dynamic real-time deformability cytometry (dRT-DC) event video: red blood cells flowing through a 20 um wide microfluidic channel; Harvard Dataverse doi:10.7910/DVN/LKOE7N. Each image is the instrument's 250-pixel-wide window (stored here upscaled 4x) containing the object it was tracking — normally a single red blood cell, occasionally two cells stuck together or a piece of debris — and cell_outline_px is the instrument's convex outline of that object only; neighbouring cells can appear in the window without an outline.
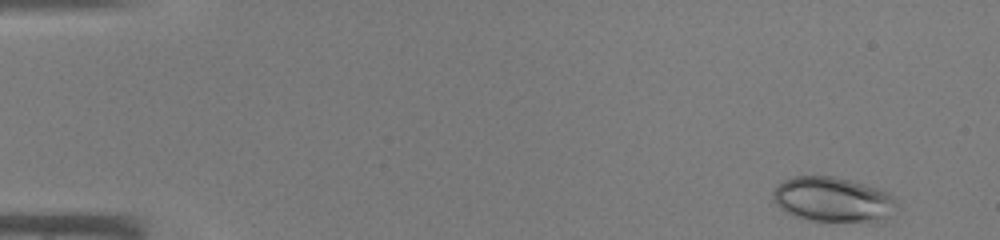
{"species": "common noctule bat (a hibernating species)", "species_latin": "Nyctalus noctula", "temperature_condition": "warm", "stored_images_in_passage": 43, "camera_frame_rate_fps": 3000, "um_per_image_px": 0.085, "animal": {"sex": "male", "body_mass_g": 19.0, "forearm_length_mm": 50.8}, "frame": {"image": 1, "passage_image": 1, "time_ms": 0.0, "image_size_px": [1000, 240], "cell_outline_px": [[896, 204], [884, 224], [868, 224], [808, 220], [784, 212], [772, 200], [772, 192], [784, 180], [796, 176], [832, 176], [852, 180], [888, 192], [896, 200]], "centroid_in_image_um": [70.85, 17.01], "position_along_channel_um": 14.2, "area_um2": 33.23}}
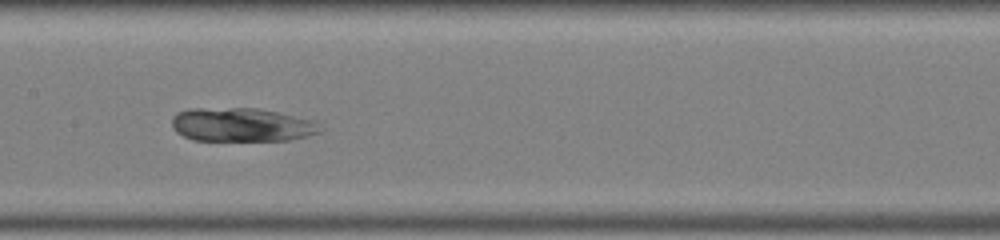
{"frame": {"image": 2, "passage_image": 21, "time_ms": 6.667, "image_size_px": [1000, 240], "cell_outline_px": [[324, 132], [292, 140], [192, 140], [176, 132], [172, 128], [172, 116], [176, 112], [188, 108], [260, 108], [316, 120], [324, 128]], "centroid_in_image_um": [20.59, 10.6], "position_along_channel_um": 186.8, "area_um2": 29.77}}
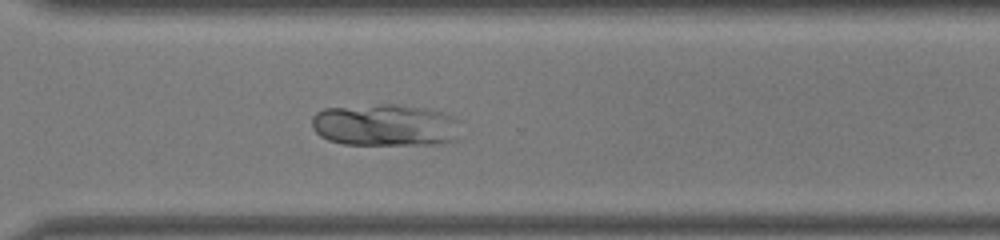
{"frame": {"image": 3, "passage_image": 31, "time_ms": 10.0, "image_size_px": [1000, 240], "cell_outline_px": [[456, 140], [452, 144], [344, 144], [328, 140], [320, 136], [312, 128], [312, 116], [316, 112], [324, 108], [380, 104], [392, 104], [424, 108], [440, 112], [452, 116], [456, 120]], "centroid_in_image_um": [32.69, 10.64], "position_along_channel_um": 337.9, "area_um2": 36.41}}